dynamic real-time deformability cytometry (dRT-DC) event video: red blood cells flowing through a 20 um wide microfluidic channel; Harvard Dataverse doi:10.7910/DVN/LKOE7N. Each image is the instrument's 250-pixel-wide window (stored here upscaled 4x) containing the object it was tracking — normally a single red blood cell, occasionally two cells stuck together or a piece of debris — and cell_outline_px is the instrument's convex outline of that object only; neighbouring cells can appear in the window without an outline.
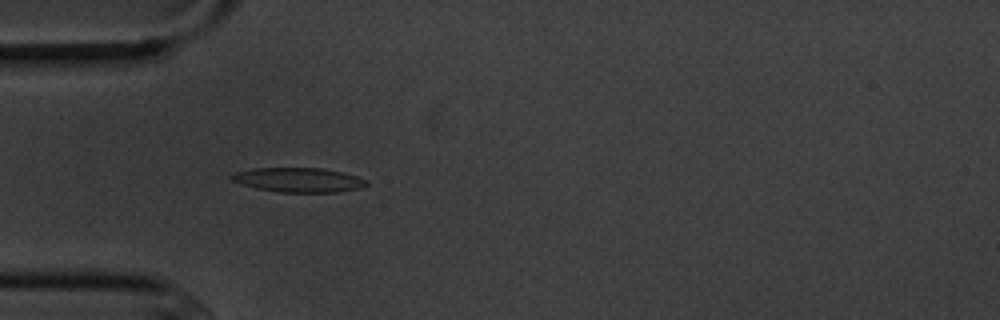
{"species": "common noctule bat (a hibernating species)", "species_latin": "Nyctalus noctula", "temperature_condition": "cold", "stored_images_in_passage": 5, "camera_frame_rate_fps": 3000, "um_per_image_px": 0.085, "animal": {"sex": "male", "body_mass_g": 20.1, "forearm_length_mm": 53.5}, "frame": {"image": 1, "passage_image": 4, "time_ms": 3.667, "image_size_px": [1000, 320], "cell_outline_px": [[368, 184], [360, 188], [336, 192], [280, 192], [256, 188], [232, 180], [228, 176], [236, 172], [252, 168], [324, 168], [356, 176], [368, 180]], "centroid_in_image_um": [25.38, 15.29], "position_along_channel_um": 59.6, "area_um2": 19.07}}
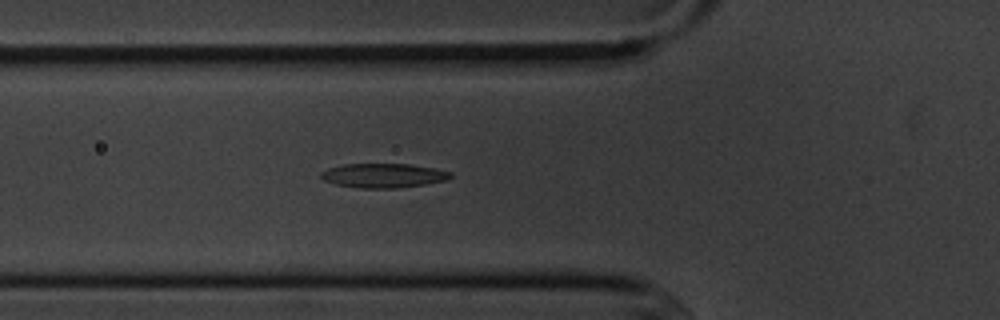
{"frame": {"image": 2, "passage_image": 5, "time_ms": 4.667, "image_size_px": [1000, 320], "cell_outline_px": [[452, 176], [448, 180], [424, 184], [396, 188], [360, 188], [336, 184], [324, 180], [320, 176], [320, 172], [328, 168], [344, 164], [408, 164], [432, 168], [452, 172]], "centroid_in_image_um": [32.58, 14.92], "position_along_channel_um": 93.2, "area_um2": 18.21}}